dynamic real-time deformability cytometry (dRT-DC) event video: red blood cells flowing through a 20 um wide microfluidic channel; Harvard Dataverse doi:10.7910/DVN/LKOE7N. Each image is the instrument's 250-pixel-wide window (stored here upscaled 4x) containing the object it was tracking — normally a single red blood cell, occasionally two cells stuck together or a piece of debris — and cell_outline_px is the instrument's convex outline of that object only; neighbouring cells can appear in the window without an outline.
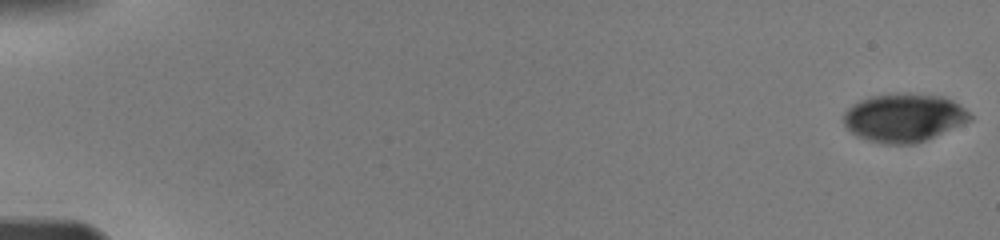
{"species": "human", "species_latin": "Homo sapiens", "temperature_condition": "warm", "stored_images_in_passage": 62, "camera_frame_rate_fps": 3000, "um_per_image_px": 0.085, "donor": {"sex": "male"}, "frame": {"image": 1, "passage_image": 1, "time_ms": 0.0, "image_size_px": [1000, 240], "cell_outline_px": [[972, 120], [924, 140], [912, 144], [884, 144], [868, 140], [856, 136], [844, 124], [844, 112], [848, 108], [860, 100], [872, 96], [908, 92], [944, 96], [960, 104], [972, 116]], "centroid_in_image_um": [76.84, 9.99], "position_along_channel_um": 8.2, "area_um2": 35.49}}
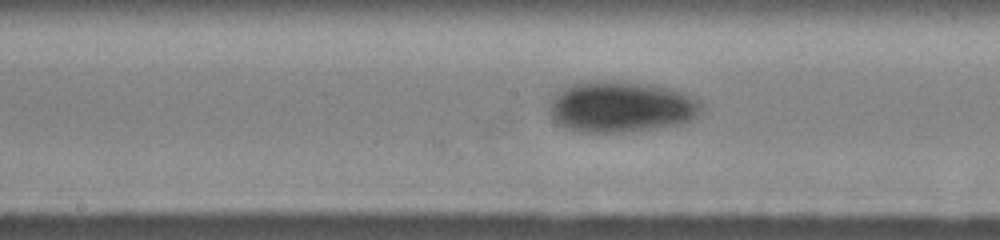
{"frame": {"image": 2, "passage_image": 38, "time_ms": 9.0, "image_size_px": [1000, 240], "cell_outline_px": [[704, 112], [692, 120], [680, 124], [664, 128], [636, 132], [596, 136], [572, 132], [556, 124], [552, 120], [548, 112], [548, 104], [552, 92], [576, 80], [624, 80], [656, 84], [672, 88], [696, 96], [704, 104]], "centroid_in_image_um": [52.74, 9.1], "position_along_channel_um": 195.5, "area_um2": 49.01}}
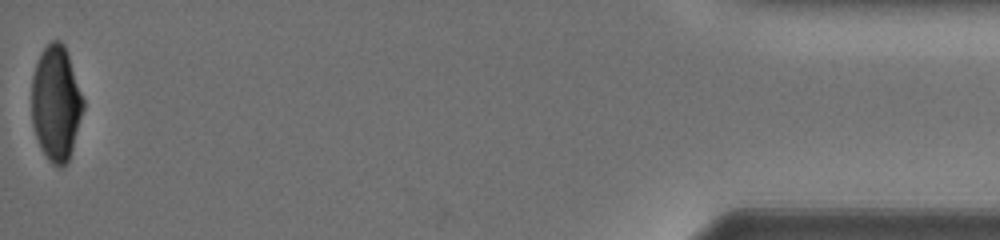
{"frame": {"image": 3, "passage_image": 62, "time_ms": 16.667, "image_size_px": [1000, 240], "cell_outline_px": [[84, 108], [72, 148], [68, 160], [60, 168], [52, 164], [48, 160], [40, 148], [32, 124], [32, 76], [40, 52], [52, 40], [60, 40], [64, 44], [68, 52], [84, 100]], "centroid_in_image_um": [4.76, 8.75], "position_along_channel_um": 430.4, "area_um2": 34.68}}